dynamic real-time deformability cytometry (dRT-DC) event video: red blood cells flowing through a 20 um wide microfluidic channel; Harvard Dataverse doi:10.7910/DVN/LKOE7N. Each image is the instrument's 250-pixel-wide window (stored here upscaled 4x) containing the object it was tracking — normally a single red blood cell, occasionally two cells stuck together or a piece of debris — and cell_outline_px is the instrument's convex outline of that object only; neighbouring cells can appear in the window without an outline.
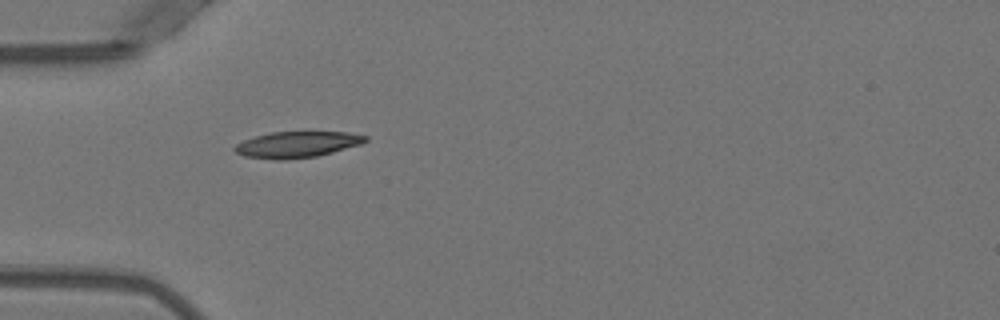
{"species": "Egyptian fruit bat (a non-hibernating species)", "species_latin": "Rousettus aegyptiacus", "temperature_condition": "warm", "stored_images_in_passage": 2, "camera_frame_rate_fps": 3000, "um_per_image_px": 0.085, "animal": {"sex": "female"}, "frame": {"image": 1, "passage_image": 1, "time_ms": 0.0, "image_size_px": [1000, 320], "cell_outline_px": [[368, 140], [360, 144], [332, 152], [316, 156], [284, 160], [276, 160], [244, 156], [236, 152], [232, 148], [236, 144], [244, 140], [256, 136], [272, 132], [348, 132], [368, 136]], "centroid_in_image_um": [25.23, 12.28], "position_along_channel_um": 59.8, "area_um2": 19.77}}